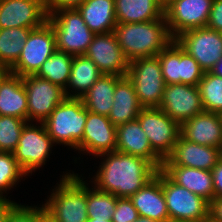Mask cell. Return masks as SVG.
Returning a JSON list of instances; mask_svg holds the SVG:
<instances>
[{
	"instance_id": "cell-1",
	"label": "cell",
	"mask_w": 222,
	"mask_h": 222,
	"mask_svg": "<svg viewBox=\"0 0 222 222\" xmlns=\"http://www.w3.org/2000/svg\"><path fill=\"white\" fill-rule=\"evenodd\" d=\"M105 157L92 183L101 191L116 197L130 198L151 181L158 169L148 160L130 154L113 151Z\"/></svg>"
},
{
	"instance_id": "cell-2",
	"label": "cell",
	"mask_w": 222,
	"mask_h": 222,
	"mask_svg": "<svg viewBox=\"0 0 222 222\" xmlns=\"http://www.w3.org/2000/svg\"><path fill=\"white\" fill-rule=\"evenodd\" d=\"M113 32L129 62L155 57L174 40L165 16L147 22L117 23Z\"/></svg>"
},
{
	"instance_id": "cell-3",
	"label": "cell",
	"mask_w": 222,
	"mask_h": 222,
	"mask_svg": "<svg viewBox=\"0 0 222 222\" xmlns=\"http://www.w3.org/2000/svg\"><path fill=\"white\" fill-rule=\"evenodd\" d=\"M76 173L62 176L43 204L51 222H87V183Z\"/></svg>"
},
{
	"instance_id": "cell-4",
	"label": "cell",
	"mask_w": 222,
	"mask_h": 222,
	"mask_svg": "<svg viewBox=\"0 0 222 222\" xmlns=\"http://www.w3.org/2000/svg\"><path fill=\"white\" fill-rule=\"evenodd\" d=\"M87 121V109L81 98H65L43 122L53 142L79 151Z\"/></svg>"
},
{
	"instance_id": "cell-5",
	"label": "cell",
	"mask_w": 222,
	"mask_h": 222,
	"mask_svg": "<svg viewBox=\"0 0 222 222\" xmlns=\"http://www.w3.org/2000/svg\"><path fill=\"white\" fill-rule=\"evenodd\" d=\"M56 36V50L84 55L92 42L94 33L88 28L77 8L61 9L48 15Z\"/></svg>"
},
{
	"instance_id": "cell-6",
	"label": "cell",
	"mask_w": 222,
	"mask_h": 222,
	"mask_svg": "<svg viewBox=\"0 0 222 222\" xmlns=\"http://www.w3.org/2000/svg\"><path fill=\"white\" fill-rule=\"evenodd\" d=\"M126 76L133 83L139 102L144 108L159 107L166 84L157 56L129 62Z\"/></svg>"
},
{
	"instance_id": "cell-7",
	"label": "cell",
	"mask_w": 222,
	"mask_h": 222,
	"mask_svg": "<svg viewBox=\"0 0 222 222\" xmlns=\"http://www.w3.org/2000/svg\"><path fill=\"white\" fill-rule=\"evenodd\" d=\"M137 120L152 149L163 160L166 159L180 137L181 125L158 107L143 108Z\"/></svg>"
},
{
	"instance_id": "cell-8",
	"label": "cell",
	"mask_w": 222,
	"mask_h": 222,
	"mask_svg": "<svg viewBox=\"0 0 222 222\" xmlns=\"http://www.w3.org/2000/svg\"><path fill=\"white\" fill-rule=\"evenodd\" d=\"M56 51V36L47 21L31 31L21 55L9 72L21 77L35 75L41 65Z\"/></svg>"
},
{
	"instance_id": "cell-9",
	"label": "cell",
	"mask_w": 222,
	"mask_h": 222,
	"mask_svg": "<svg viewBox=\"0 0 222 222\" xmlns=\"http://www.w3.org/2000/svg\"><path fill=\"white\" fill-rule=\"evenodd\" d=\"M161 185L170 222L208 219L209 202L174 183L162 170Z\"/></svg>"
},
{
	"instance_id": "cell-10",
	"label": "cell",
	"mask_w": 222,
	"mask_h": 222,
	"mask_svg": "<svg viewBox=\"0 0 222 222\" xmlns=\"http://www.w3.org/2000/svg\"><path fill=\"white\" fill-rule=\"evenodd\" d=\"M39 125L29 122L24 126L13 152L14 158L27 176L46 164V159L50 156L51 148L55 144L44 124Z\"/></svg>"
},
{
	"instance_id": "cell-11",
	"label": "cell",
	"mask_w": 222,
	"mask_h": 222,
	"mask_svg": "<svg viewBox=\"0 0 222 222\" xmlns=\"http://www.w3.org/2000/svg\"><path fill=\"white\" fill-rule=\"evenodd\" d=\"M213 0H169L164 4V16L171 36L206 27Z\"/></svg>"
},
{
	"instance_id": "cell-12",
	"label": "cell",
	"mask_w": 222,
	"mask_h": 222,
	"mask_svg": "<svg viewBox=\"0 0 222 222\" xmlns=\"http://www.w3.org/2000/svg\"><path fill=\"white\" fill-rule=\"evenodd\" d=\"M175 40L204 72L210 71L222 58V32L207 26L184 31Z\"/></svg>"
},
{
	"instance_id": "cell-13",
	"label": "cell",
	"mask_w": 222,
	"mask_h": 222,
	"mask_svg": "<svg viewBox=\"0 0 222 222\" xmlns=\"http://www.w3.org/2000/svg\"><path fill=\"white\" fill-rule=\"evenodd\" d=\"M157 57L166 85L182 83L198 86L204 71L175 39Z\"/></svg>"
},
{
	"instance_id": "cell-14",
	"label": "cell",
	"mask_w": 222,
	"mask_h": 222,
	"mask_svg": "<svg viewBox=\"0 0 222 222\" xmlns=\"http://www.w3.org/2000/svg\"><path fill=\"white\" fill-rule=\"evenodd\" d=\"M22 81L27 93L28 122L43 123L66 98L64 89L36 75L24 76Z\"/></svg>"
},
{
	"instance_id": "cell-15",
	"label": "cell",
	"mask_w": 222,
	"mask_h": 222,
	"mask_svg": "<svg viewBox=\"0 0 222 222\" xmlns=\"http://www.w3.org/2000/svg\"><path fill=\"white\" fill-rule=\"evenodd\" d=\"M158 108L180 125L205 111L198 86L182 83L165 85Z\"/></svg>"
},
{
	"instance_id": "cell-16",
	"label": "cell",
	"mask_w": 222,
	"mask_h": 222,
	"mask_svg": "<svg viewBox=\"0 0 222 222\" xmlns=\"http://www.w3.org/2000/svg\"><path fill=\"white\" fill-rule=\"evenodd\" d=\"M84 55L91 59L103 74L120 77L127 75L129 61L114 32L95 34Z\"/></svg>"
},
{
	"instance_id": "cell-17",
	"label": "cell",
	"mask_w": 222,
	"mask_h": 222,
	"mask_svg": "<svg viewBox=\"0 0 222 222\" xmlns=\"http://www.w3.org/2000/svg\"><path fill=\"white\" fill-rule=\"evenodd\" d=\"M44 0H2L0 2V29L38 28L47 22Z\"/></svg>"
},
{
	"instance_id": "cell-18",
	"label": "cell",
	"mask_w": 222,
	"mask_h": 222,
	"mask_svg": "<svg viewBox=\"0 0 222 222\" xmlns=\"http://www.w3.org/2000/svg\"><path fill=\"white\" fill-rule=\"evenodd\" d=\"M221 156L220 148L199 145L180 135L172 153L163 160L162 166H185L211 171Z\"/></svg>"
},
{
	"instance_id": "cell-19",
	"label": "cell",
	"mask_w": 222,
	"mask_h": 222,
	"mask_svg": "<svg viewBox=\"0 0 222 222\" xmlns=\"http://www.w3.org/2000/svg\"><path fill=\"white\" fill-rule=\"evenodd\" d=\"M79 150L95 156L116 151V126L111 123L108 116L87 110V121L83 138L79 142Z\"/></svg>"
},
{
	"instance_id": "cell-20",
	"label": "cell",
	"mask_w": 222,
	"mask_h": 222,
	"mask_svg": "<svg viewBox=\"0 0 222 222\" xmlns=\"http://www.w3.org/2000/svg\"><path fill=\"white\" fill-rule=\"evenodd\" d=\"M116 151L142 157L158 170L163 164V159L152 149L137 119L116 127Z\"/></svg>"
},
{
	"instance_id": "cell-21",
	"label": "cell",
	"mask_w": 222,
	"mask_h": 222,
	"mask_svg": "<svg viewBox=\"0 0 222 222\" xmlns=\"http://www.w3.org/2000/svg\"><path fill=\"white\" fill-rule=\"evenodd\" d=\"M180 135L196 144L222 150V114L203 111L181 124Z\"/></svg>"
},
{
	"instance_id": "cell-22",
	"label": "cell",
	"mask_w": 222,
	"mask_h": 222,
	"mask_svg": "<svg viewBox=\"0 0 222 222\" xmlns=\"http://www.w3.org/2000/svg\"><path fill=\"white\" fill-rule=\"evenodd\" d=\"M138 215L158 222H170L161 185V169L143 188L130 197Z\"/></svg>"
},
{
	"instance_id": "cell-23",
	"label": "cell",
	"mask_w": 222,
	"mask_h": 222,
	"mask_svg": "<svg viewBox=\"0 0 222 222\" xmlns=\"http://www.w3.org/2000/svg\"><path fill=\"white\" fill-rule=\"evenodd\" d=\"M161 170L176 184L210 202L214 198L212 172L185 166H162Z\"/></svg>"
},
{
	"instance_id": "cell-24",
	"label": "cell",
	"mask_w": 222,
	"mask_h": 222,
	"mask_svg": "<svg viewBox=\"0 0 222 222\" xmlns=\"http://www.w3.org/2000/svg\"><path fill=\"white\" fill-rule=\"evenodd\" d=\"M144 107L140 104L133 83L129 78L123 77L115 87L113 106L108 115L114 126L125 124L137 119Z\"/></svg>"
},
{
	"instance_id": "cell-25",
	"label": "cell",
	"mask_w": 222,
	"mask_h": 222,
	"mask_svg": "<svg viewBox=\"0 0 222 222\" xmlns=\"http://www.w3.org/2000/svg\"><path fill=\"white\" fill-rule=\"evenodd\" d=\"M0 115L28 121L27 93L21 76L9 72L0 82Z\"/></svg>"
},
{
	"instance_id": "cell-26",
	"label": "cell",
	"mask_w": 222,
	"mask_h": 222,
	"mask_svg": "<svg viewBox=\"0 0 222 222\" xmlns=\"http://www.w3.org/2000/svg\"><path fill=\"white\" fill-rule=\"evenodd\" d=\"M117 23H139L164 16L162 0H114Z\"/></svg>"
},
{
	"instance_id": "cell-27",
	"label": "cell",
	"mask_w": 222,
	"mask_h": 222,
	"mask_svg": "<svg viewBox=\"0 0 222 222\" xmlns=\"http://www.w3.org/2000/svg\"><path fill=\"white\" fill-rule=\"evenodd\" d=\"M77 10L94 34L114 31L117 24L114 0H85Z\"/></svg>"
},
{
	"instance_id": "cell-28",
	"label": "cell",
	"mask_w": 222,
	"mask_h": 222,
	"mask_svg": "<svg viewBox=\"0 0 222 222\" xmlns=\"http://www.w3.org/2000/svg\"><path fill=\"white\" fill-rule=\"evenodd\" d=\"M118 75L103 74L81 97L84 107L92 113L108 116L113 106L116 84L122 79Z\"/></svg>"
},
{
	"instance_id": "cell-29",
	"label": "cell",
	"mask_w": 222,
	"mask_h": 222,
	"mask_svg": "<svg viewBox=\"0 0 222 222\" xmlns=\"http://www.w3.org/2000/svg\"><path fill=\"white\" fill-rule=\"evenodd\" d=\"M101 75L103 73L91 59L85 55H75L72 61L69 82L64 90L66 97L81 98ZM69 88L73 90L72 94Z\"/></svg>"
},
{
	"instance_id": "cell-30",
	"label": "cell",
	"mask_w": 222,
	"mask_h": 222,
	"mask_svg": "<svg viewBox=\"0 0 222 222\" xmlns=\"http://www.w3.org/2000/svg\"><path fill=\"white\" fill-rule=\"evenodd\" d=\"M32 28L0 29V65L10 69L21 55Z\"/></svg>"
},
{
	"instance_id": "cell-31",
	"label": "cell",
	"mask_w": 222,
	"mask_h": 222,
	"mask_svg": "<svg viewBox=\"0 0 222 222\" xmlns=\"http://www.w3.org/2000/svg\"><path fill=\"white\" fill-rule=\"evenodd\" d=\"M73 58L71 54L56 50L35 75L65 90L69 82Z\"/></svg>"
},
{
	"instance_id": "cell-32",
	"label": "cell",
	"mask_w": 222,
	"mask_h": 222,
	"mask_svg": "<svg viewBox=\"0 0 222 222\" xmlns=\"http://www.w3.org/2000/svg\"><path fill=\"white\" fill-rule=\"evenodd\" d=\"M198 88L204 110L222 114V77L210 71L204 72Z\"/></svg>"
},
{
	"instance_id": "cell-33",
	"label": "cell",
	"mask_w": 222,
	"mask_h": 222,
	"mask_svg": "<svg viewBox=\"0 0 222 222\" xmlns=\"http://www.w3.org/2000/svg\"><path fill=\"white\" fill-rule=\"evenodd\" d=\"M87 186V215L88 219L111 220L116 209L117 198L114 194L107 193Z\"/></svg>"
},
{
	"instance_id": "cell-34",
	"label": "cell",
	"mask_w": 222,
	"mask_h": 222,
	"mask_svg": "<svg viewBox=\"0 0 222 222\" xmlns=\"http://www.w3.org/2000/svg\"><path fill=\"white\" fill-rule=\"evenodd\" d=\"M27 123L28 121L14 116L0 115V152H14Z\"/></svg>"
},
{
	"instance_id": "cell-35",
	"label": "cell",
	"mask_w": 222,
	"mask_h": 222,
	"mask_svg": "<svg viewBox=\"0 0 222 222\" xmlns=\"http://www.w3.org/2000/svg\"><path fill=\"white\" fill-rule=\"evenodd\" d=\"M26 175L14 158L13 153L0 152V197H3L4 192L6 193L13 186L16 187L19 179Z\"/></svg>"
},
{
	"instance_id": "cell-36",
	"label": "cell",
	"mask_w": 222,
	"mask_h": 222,
	"mask_svg": "<svg viewBox=\"0 0 222 222\" xmlns=\"http://www.w3.org/2000/svg\"><path fill=\"white\" fill-rule=\"evenodd\" d=\"M47 214L44 206H24L17 204L9 213L6 222H44Z\"/></svg>"
},
{
	"instance_id": "cell-37",
	"label": "cell",
	"mask_w": 222,
	"mask_h": 222,
	"mask_svg": "<svg viewBox=\"0 0 222 222\" xmlns=\"http://www.w3.org/2000/svg\"><path fill=\"white\" fill-rule=\"evenodd\" d=\"M139 217L137 209L130 198H117L116 209L111 222H133Z\"/></svg>"
},
{
	"instance_id": "cell-38",
	"label": "cell",
	"mask_w": 222,
	"mask_h": 222,
	"mask_svg": "<svg viewBox=\"0 0 222 222\" xmlns=\"http://www.w3.org/2000/svg\"><path fill=\"white\" fill-rule=\"evenodd\" d=\"M84 2L85 0H44L48 15L61 9L78 8Z\"/></svg>"
},
{
	"instance_id": "cell-39",
	"label": "cell",
	"mask_w": 222,
	"mask_h": 222,
	"mask_svg": "<svg viewBox=\"0 0 222 222\" xmlns=\"http://www.w3.org/2000/svg\"><path fill=\"white\" fill-rule=\"evenodd\" d=\"M207 27L222 32V0H213Z\"/></svg>"
},
{
	"instance_id": "cell-40",
	"label": "cell",
	"mask_w": 222,
	"mask_h": 222,
	"mask_svg": "<svg viewBox=\"0 0 222 222\" xmlns=\"http://www.w3.org/2000/svg\"><path fill=\"white\" fill-rule=\"evenodd\" d=\"M211 172L213 177L214 197H222V156Z\"/></svg>"
},
{
	"instance_id": "cell-41",
	"label": "cell",
	"mask_w": 222,
	"mask_h": 222,
	"mask_svg": "<svg viewBox=\"0 0 222 222\" xmlns=\"http://www.w3.org/2000/svg\"><path fill=\"white\" fill-rule=\"evenodd\" d=\"M209 222H222V197H214L209 202Z\"/></svg>"
},
{
	"instance_id": "cell-42",
	"label": "cell",
	"mask_w": 222,
	"mask_h": 222,
	"mask_svg": "<svg viewBox=\"0 0 222 222\" xmlns=\"http://www.w3.org/2000/svg\"><path fill=\"white\" fill-rule=\"evenodd\" d=\"M18 203L6 199L5 196L0 197V222H6L9 213Z\"/></svg>"
},
{
	"instance_id": "cell-43",
	"label": "cell",
	"mask_w": 222,
	"mask_h": 222,
	"mask_svg": "<svg viewBox=\"0 0 222 222\" xmlns=\"http://www.w3.org/2000/svg\"><path fill=\"white\" fill-rule=\"evenodd\" d=\"M210 72L222 77V58L214 65Z\"/></svg>"
},
{
	"instance_id": "cell-44",
	"label": "cell",
	"mask_w": 222,
	"mask_h": 222,
	"mask_svg": "<svg viewBox=\"0 0 222 222\" xmlns=\"http://www.w3.org/2000/svg\"><path fill=\"white\" fill-rule=\"evenodd\" d=\"M9 73V69L3 65H0V82Z\"/></svg>"
},
{
	"instance_id": "cell-45",
	"label": "cell",
	"mask_w": 222,
	"mask_h": 222,
	"mask_svg": "<svg viewBox=\"0 0 222 222\" xmlns=\"http://www.w3.org/2000/svg\"><path fill=\"white\" fill-rule=\"evenodd\" d=\"M133 222H158L154 219H150V218H146V217H143V216H139L135 221Z\"/></svg>"
},
{
	"instance_id": "cell-46",
	"label": "cell",
	"mask_w": 222,
	"mask_h": 222,
	"mask_svg": "<svg viewBox=\"0 0 222 222\" xmlns=\"http://www.w3.org/2000/svg\"><path fill=\"white\" fill-rule=\"evenodd\" d=\"M87 222H111V220H106V219H88Z\"/></svg>"
},
{
	"instance_id": "cell-47",
	"label": "cell",
	"mask_w": 222,
	"mask_h": 222,
	"mask_svg": "<svg viewBox=\"0 0 222 222\" xmlns=\"http://www.w3.org/2000/svg\"><path fill=\"white\" fill-rule=\"evenodd\" d=\"M177 222H209V219H205V220H186V221H177Z\"/></svg>"
},
{
	"instance_id": "cell-48",
	"label": "cell",
	"mask_w": 222,
	"mask_h": 222,
	"mask_svg": "<svg viewBox=\"0 0 222 222\" xmlns=\"http://www.w3.org/2000/svg\"><path fill=\"white\" fill-rule=\"evenodd\" d=\"M169 0H162V2L165 4L166 2H168Z\"/></svg>"
},
{
	"instance_id": "cell-49",
	"label": "cell",
	"mask_w": 222,
	"mask_h": 222,
	"mask_svg": "<svg viewBox=\"0 0 222 222\" xmlns=\"http://www.w3.org/2000/svg\"><path fill=\"white\" fill-rule=\"evenodd\" d=\"M44 222H51L48 218Z\"/></svg>"
}]
</instances>
